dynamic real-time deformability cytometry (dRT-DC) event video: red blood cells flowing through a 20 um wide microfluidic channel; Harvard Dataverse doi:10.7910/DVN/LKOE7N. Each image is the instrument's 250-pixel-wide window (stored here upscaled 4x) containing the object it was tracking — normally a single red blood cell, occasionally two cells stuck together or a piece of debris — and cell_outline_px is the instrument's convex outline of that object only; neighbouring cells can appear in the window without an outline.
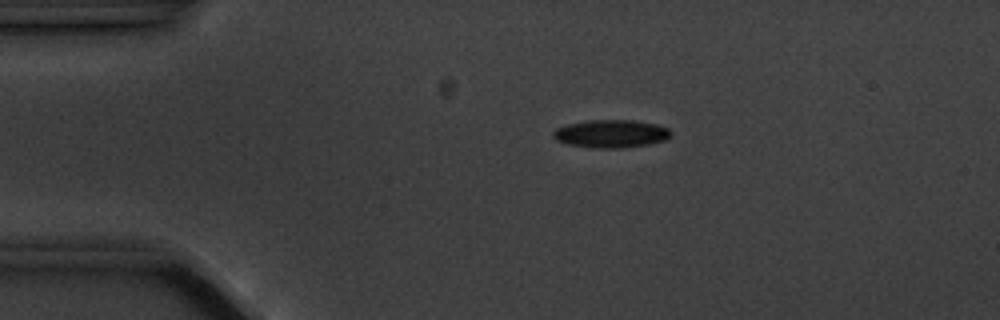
{"species": "common noctule bat (a hibernating species)", "species_latin": "Nyctalus noctula", "temperature_condition": "cold", "stored_images_in_passage": 3, "camera_frame_rate_fps": 3000, "um_per_image_px": 0.085, "animal": {"sex": "male", "body_mass_g": 20.1, "forearm_length_mm": 53.5}, "frame": {"image": 1, "passage_image": 1, "time_ms": 0.0, "image_size_px": [1000, 320], "cell_outline_px": [[672, 132], [664, 140], [648, 144], [620, 148], [596, 148], [568, 144], [556, 140], [552, 136], [552, 132], [556, 128], [568, 124], [588, 120], [632, 120], [656, 124], [668, 128]], "centroid_in_image_um": [51.91, 11.36], "position_along_channel_um": 33.1, "area_um2": 19.02}}